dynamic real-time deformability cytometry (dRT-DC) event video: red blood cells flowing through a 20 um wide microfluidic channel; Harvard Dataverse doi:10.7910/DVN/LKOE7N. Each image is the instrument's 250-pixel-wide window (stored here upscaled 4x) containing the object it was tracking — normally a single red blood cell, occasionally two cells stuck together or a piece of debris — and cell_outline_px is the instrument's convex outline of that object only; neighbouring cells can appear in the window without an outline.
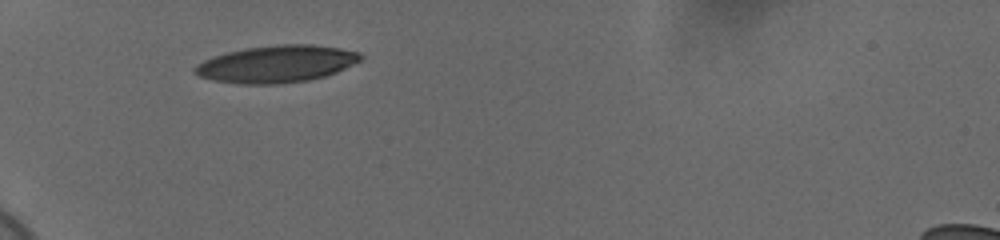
{"species": "human", "species_latin": "Homo sapiens", "temperature_condition": "cold", "stored_images_in_passage": 32, "camera_frame_rate_fps": 3000, "um_per_image_px": 0.085, "donor": {"sex": "female"}, "frame": {"image": 1, "passage_image": 1, "time_ms": 0.0, "image_size_px": [1000, 240], "cell_outline_px": [[364, 56], [360, 60], [336, 72], [324, 76], [308, 80], [276, 84], [240, 84], [212, 80], [200, 76], [192, 68], [196, 64], [204, 60], [228, 52], [244, 48], [276, 44], [312, 44], [340, 48], [360, 52]], "centroid_in_image_um": [23.51, 5.43], "position_along_channel_um": 61.5, "area_um2": 35.72}}
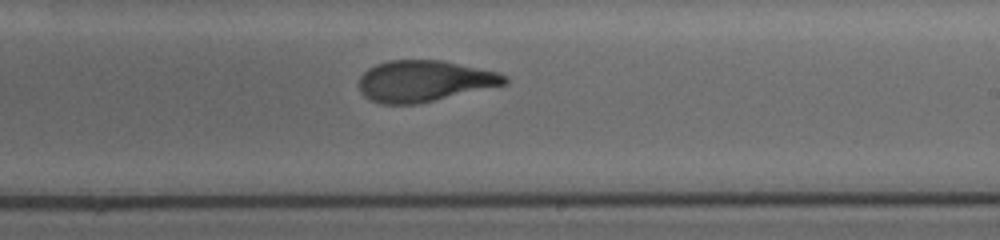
{"frame": {"image": 2, "passage_image": 18, "time_ms": 5.667, "image_size_px": [1000, 240], "cell_outline_px": [[508, 84], [416, 104], [380, 104], [364, 96], [360, 92], [360, 76], [368, 68], [376, 64], [388, 60], [444, 60], [496, 72], [508, 76]], "centroid_in_image_um": [36.06, 6.88], "position_along_channel_um": 252.9, "area_um2": 34.97}}
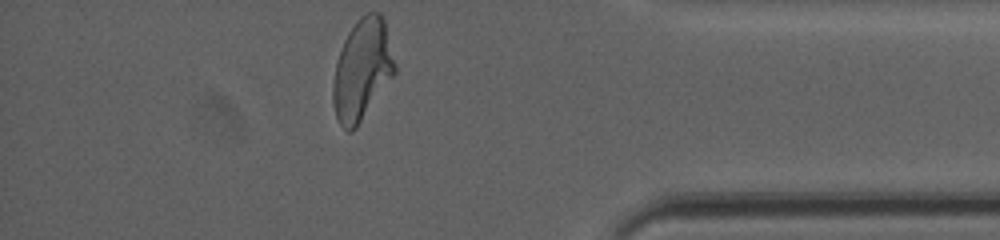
{"frame": {"image": 3, "passage_image": 32, "time_ms": 10.333, "image_size_px": [1000, 240], "cell_outline_px": [[396, 72], [356, 128], [352, 132], [348, 132], [336, 120], [332, 104], [332, 84], [336, 64], [344, 40], [348, 32], [360, 16], [368, 12], [380, 12], [384, 20], [396, 64]], "centroid_in_image_um": [30.77, 5.94], "position_along_channel_um": 404.4, "area_um2": 36.41}, "authors_computed_cell_mechanics": {"area_um2": 36.0094, "velocity_mm_per_s": 3.6786, "shape_relaxation_time_tau1_ms": 5.6049, "shape_relaxation_time_tau2_ms": 1.3726, "deformation_change_tau1": 0.2298, "deformation_change_tau2": 0.0822}}